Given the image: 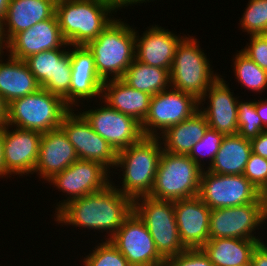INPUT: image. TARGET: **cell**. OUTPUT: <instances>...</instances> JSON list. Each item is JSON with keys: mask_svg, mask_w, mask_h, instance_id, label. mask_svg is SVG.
I'll return each mask as SVG.
<instances>
[{"mask_svg": "<svg viewBox=\"0 0 267 266\" xmlns=\"http://www.w3.org/2000/svg\"><path fill=\"white\" fill-rule=\"evenodd\" d=\"M238 52V53H237ZM233 55V67L235 80L242 87L253 93L262 94L267 89V71L258 66L252 59L241 50ZM244 85V86H243Z\"/></svg>", "mask_w": 267, "mask_h": 266, "instance_id": "4dcf8cb0", "label": "cell"}, {"mask_svg": "<svg viewBox=\"0 0 267 266\" xmlns=\"http://www.w3.org/2000/svg\"><path fill=\"white\" fill-rule=\"evenodd\" d=\"M224 135L220 132L207 128L202 139H200L192 148L188 156L202 169L206 170L212 164L217 151L221 145ZM208 159H206V157ZM206 162H204V160ZM206 163L207 166H206ZM205 167V168H204Z\"/></svg>", "mask_w": 267, "mask_h": 266, "instance_id": "d6a6232c", "label": "cell"}, {"mask_svg": "<svg viewBox=\"0 0 267 266\" xmlns=\"http://www.w3.org/2000/svg\"><path fill=\"white\" fill-rule=\"evenodd\" d=\"M130 87L153 96L167 90L170 85V71L153 67L134 60L121 78Z\"/></svg>", "mask_w": 267, "mask_h": 266, "instance_id": "f546056e", "label": "cell"}, {"mask_svg": "<svg viewBox=\"0 0 267 266\" xmlns=\"http://www.w3.org/2000/svg\"><path fill=\"white\" fill-rule=\"evenodd\" d=\"M56 15L29 29L15 34L5 45L4 50L11 57L25 60L29 56L45 50L62 48L66 44Z\"/></svg>", "mask_w": 267, "mask_h": 266, "instance_id": "ffe728a7", "label": "cell"}, {"mask_svg": "<svg viewBox=\"0 0 267 266\" xmlns=\"http://www.w3.org/2000/svg\"><path fill=\"white\" fill-rule=\"evenodd\" d=\"M252 266H267V243L261 242L251 255Z\"/></svg>", "mask_w": 267, "mask_h": 266, "instance_id": "ab89813d", "label": "cell"}, {"mask_svg": "<svg viewBox=\"0 0 267 266\" xmlns=\"http://www.w3.org/2000/svg\"><path fill=\"white\" fill-rule=\"evenodd\" d=\"M165 266H214L202 248L186 249L165 260Z\"/></svg>", "mask_w": 267, "mask_h": 266, "instance_id": "8d00e7d4", "label": "cell"}, {"mask_svg": "<svg viewBox=\"0 0 267 266\" xmlns=\"http://www.w3.org/2000/svg\"><path fill=\"white\" fill-rule=\"evenodd\" d=\"M69 46L66 43L62 48L36 53L24 61L39 82L40 87L62 97L70 107L71 58Z\"/></svg>", "mask_w": 267, "mask_h": 266, "instance_id": "9a60e30c", "label": "cell"}, {"mask_svg": "<svg viewBox=\"0 0 267 266\" xmlns=\"http://www.w3.org/2000/svg\"><path fill=\"white\" fill-rule=\"evenodd\" d=\"M198 40L185 34L178 43L170 69V85L200 100L220 74L214 72Z\"/></svg>", "mask_w": 267, "mask_h": 266, "instance_id": "5b68a950", "label": "cell"}, {"mask_svg": "<svg viewBox=\"0 0 267 266\" xmlns=\"http://www.w3.org/2000/svg\"><path fill=\"white\" fill-rule=\"evenodd\" d=\"M41 134L35 130L8 124L3 127L5 169L11 176L33 175L39 155Z\"/></svg>", "mask_w": 267, "mask_h": 266, "instance_id": "ac0fdd59", "label": "cell"}, {"mask_svg": "<svg viewBox=\"0 0 267 266\" xmlns=\"http://www.w3.org/2000/svg\"><path fill=\"white\" fill-rule=\"evenodd\" d=\"M12 177L5 169L3 127L0 128V178Z\"/></svg>", "mask_w": 267, "mask_h": 266, "instance_id": "b9f144b4", "label": "cell"}, {"mask_svg": "<svg viewBox=\"0 0 267 266\" xmlns=\"http://www.w3.org/2000/svg\"><path fill=\"white\" fill-rule=\"evenodd\" d=\"M10 0H0V23L5 18Z\"/></svg>", "mask_w": 267, "mask_h": 266, "instance_id": "f6af8a7d", "label": "cell"}, {"mask_svg": "<svg viewBox=\"0 0 267 266\" xmlns=\"http://www.w3.org/2000/svg\"><path fill=\"white\" fill-rule=\"evenodd\" d=\"M135 27V59L153 66L170 71L175 50L184 37L161 26L151 25L141 33Z\"/></svg>", "mask_w": 267, "mask_h": 266, "instance_id": "44dd1931", "label": "cell"}, {"mask_svg": "<svg viewBox=\"0 0 267 266\" xmlns=\"http://www.w3.org/2000/svg\"><path fill=\"white\" fill-rule=\"evenodd\" d=\"M7 106H8V104L4 101L2 95L0 94V128L4 127L6 125Z\"/></svg>", "mask_w": 267, "mask_h": 266, "instance_id": "ee69618b", "label": "cell"}, {"mask_svg": "<svg viewBox=\"0 0 267 266\" xmlns=\"http://www.w3.org/2000/svg\"><path fill=\"white\" fill-rule=\"evenodd\" d=\"M113 173L96 161L78 159L62 172L55 174L46 183L66 195L56 203L54 215L70 201L104 190ZM66 193V194H65Z\"/></svg>", "mask_w": 267, "mask_h": 266, "instance_id": "8fae6325", "label": "cell"}, {"mask_svg": "<svg viewBox=\"0 0 267 266\" xmlns=\"http://www.w3.org/2000/svg\"><path fill=\"white\" fill-rule=\"evenodd\" d=\"M133 211L147 226L157 251L165 260L187 249L178 232L173 201L142 196L133 200Z\"/></svg>", "mask_w": 267, "mask_h": 266, "instance_id": "ba28073f", "label": "cell"}, {"mask_svg": "<svg viewBox=\"0 0 267 266\" xmlns=\"http://www.w3.org/2000/svg\"><path fill=\"white\" fill-rule=\"evenodd\" d=\"M70 110L62 97L40 88L8 104L6 124L44 133L60 127Z\"/></svg>", "mask_w": 267, "mask_h": 266, "instance_id": "8992f818", "label": "cell"}, {"mask_svg": "<svg viewBox=\"0 0 267 266\" xmlns=\"http://www.w3.org/2000/svg\"><path fill=\"white\" fill-rule=\"evenodd\" d=\"M238 266H252V264H251V262H250V263H246V264L238 265Z\"/></svg>", "mask_w": 267, "mask_h": 266, "instance_id": "c3c4849f", "label": "cell"}, {"mask_svg": "<svg viewBox=\"0 0 267 266\" xmlns=\"http://www.w3.org/2000/svg\"><path fill=\"white\" fill-rule=\"evenodd\" d=\"M4 50V43L1 37V30H0V52Z\"/></svg>", "mask_w": 267, "mask_h": 266, "instance_id": "bcb514c9", "label": "cell"}, {"mask_svg": "<svg viewBox=\"0 0 267 266\" xmlns=\"http://www.w3.org/2000/svg\"><path fill=\"white\" fill-rule=\"evenodd\" d=\"M4 53L0 52V94L9 104L14 99L37 92L41 87L24 60L7 54L6 61Z\"/></svg>", "mask_w": 267, "mask_h": 266, "instance_id": "484cf974", "label": "cell"}, {"mask_svg": "<svg viewBox=\"0 0 267 266\" xmlns=\"http://www.w3.org/2000/svg\"><path fill=\"white\" fill-rule=\"evenodd\" d=\"M93 249L81 259L82 266H131L109 240L101 239Z\"/></svg>", "mask_w": 267, "mask_h": 266, "instance_id": "e575fe53", "label": "cell"}, {"mask_svg": "<svg viewBox=\"0 0 267 266\" xmlns=\"http://www.w3.org/2000/svg\"><path fill=\"white\" fill-rule=\"evenodd\" d=\"M249 37V43H246L241 51L267 71V34L249 35Z\"/></svg>", "mask_w": 267, "mask_h": 266, "instance_id": "74e56055", "label": "cell"}, {"mask_svg": "<svg viewBox=\"0 0 267 266\" xmlns=\"http://www.w3.org/2000/svg\"><path fill=\"white\" fill-rule=\"evenodd\" d=\"M117 12L108 0H57L55 6L62 36L71 46L96 39Z\"/></svg>", "mask_w": 267, "mask_h": 266, "instance_id": "3957f363", "label": "cell"}, {"mask_svg": "<svg viewBox=\"0 0 267 266\" xmlns=\"http://www.w3.org/2000/svg\"><path fill=\"white\" fill-rule=\"evenodd\" d=\"M151 1L153 2V1H155V0H139V5L142 4V3L145 4V3H147V2L149 3V2H151Z\"/></svg>", "mask_w": 267, "mask_h": 266, "instance_id": "7dc6e473", "label": "cell"}, {"mask_svg": "<svg viewBox=\"0 0 267 266\" xmlns=\"http://www.w3.org/2000/svg\"><path fill=\"white\" fill-rule=\"evenodd\" d=\"M251 153L250 140L239 134L224 136L219 150L207 170L222 175L243 174Z\"/></svg>", "mask_w": 267, "mask_h": 266, "instance_id": "83f0119b", "label": "cell"}, {"mask_svg": "<svg viewBox=\"0 0 267 266\" xmlns=\"http://www.w3.org/2000/svg\"><path fill=\"white\" fill-rule=\"evenodd\" d=\"M116 17L96 39L85 45L104 81L122 78L135 60V28L125 19Z\"/></svg>", "mask_w": 267, "mask_h": 266, "instance_id": "277c9868", "label": "cell"}, {"mask_svg": "<svg viewBox=\"0 0 267 266\" xmlns=\"http://www.w3.org/2000/svg\"><path fill=\"white\" fill-rule=\"evenodd\" d=\"M255 107L263 126L267 129V98L263 99L260 96L259 100H255Z\"/></svg>", "mask_w": 267, "mask_h": 266, "instance_id": "60d3db41", "label": "cell"}, {"mask_svg": "<svg viewBox=\"0 0 267 266\" xmlns=\"http://www.w3.org/2000/svg\"><path fill=\"white\" fill-rule=\"evenodd\" d=\"M110 3H112L119 11L123 8H126L128 6H134L139 5V0H108Z\"/></svg>", "mask_w": 267, "mask_h": 266, "instance_id": "7bdbcfd3", "label": "cell"}, {"mask_svg": "<svg viewBox=\"0 0 267 266\" xmlns=\"http://www.w3.org/2000/svg\"><path fill=\"white\" fill-rule=\"evenodd\" d=\"M74 146L61 127L41 134L38 160L33 174L48 181L78 160Z\"/></svg>", "mask_w": 267, "mask_h": 266, "instance_id": "603a6c76", "label": "cell"}, {"mask_svg": "<svg viewBox=\"0 0 267 266\" xmlns=\"http://www.w3.org/2000/svg\"><path fill=\"white\" fill-rule=\"evenodd\" d=\"M205 116L198 110L190 118L169 127L159 137L165 152L188 155L208 128Z\"/></svg>", "mask_w": 267, "mask_h": 266, "instance_id": "4316f807", "label": "cell"}, {"mask_svg": "<svg viewBox=\"0 0 267 266\" xmlns=\"http://www.w3.org/2000/svg\"><path fill=\"white\" fill-rule=\"evenodd\" d=\"M109 241L131 266H165L147 226L134 211Z\"/></svg>", "mask_w": 267, "mask_h": 266, "instance_id": "5bb4252c", "label": "cell"}, {"mask_svg": "<svg viewBox=\"0 0 267 266\" xmlns=\"http://www.w3.org/2000/svg\"><path fill=\"white\" fill-rule=\"evenodd\" d=\"M202 171L188 155L163 150L149 196L168 201L198 196Z\"/></svg>", "mask_w": 267, "mask_h": 266, "instance_id": "52a82bcc", "label": "cell"}, {"mask_svg": "<svg viewBox=\"0 0 267 266\" xmlns=\"http://www.w3.org/2000/svg\"><path fill=\"white\" fill-rule=\"evenodd\" d=\"M69 53L71 58L70 108L74 109L76 106V109L83 107L85 100L90 102L94 99L96 101L97 97L98 100L101 99L104 80L98 75L94 57L85 45H70Z\"/></svg>", "mask_w": 267, "mask_h": 266, "instance_id": "d6986e66", "label": "cell"}, {"mask_svg": "<svg viewBox=\"0 0 267 266\" xmlns=\"http://www.w3.org/2000/svg\"><path fill=\"white\" fill-rule=\"evenodd\" d=\"M260 240L239 238L209 239L202 247L214 266H238L251 262Z\"/></svg>", "mask_w": 267, "mask_h": 266, "instance_id": "f1b7e54d", "label": "cell"}, {"mask_svg": "<svg viewBox=\"0 0 267 266\" xmlns=\"http://www.w3.org/2000/svg\"><path fill=\"white\" fill-rule=\"evenodd\" d=\"M239 20L247 35L267 34V0H249Z\"/></svg>", "mask_w": 267, "mask_h": 266, "instance_id": "1f68e13d", "label": "cell"}, {"mask_svg": "<svg viewBox=\"0 0 267 266\" xmlns=\"http://www.w3.org/2000/svg\"><path fill=\"white\" fill-rule=\"evenodd\" d=\"M227 82L220 75L199 100V111L205 116L209 128L224 136L238 134L237 118L240 96L234 95V90L229 88ZM205 103H207L206 107H204Z\"/></svg>", "mask_w": 267, "mask_h": 266, "instance_id": "e0dca14e", "label": "cell"}, {"mask_svg": "<svg viewBox=\"0 0 267 266\" xmlns=\"http://www.w3.org/2000/svg\"><path fill=\"white\" fill-rule=\"evenodd\" d=\"M74 108L63 118L60 127L74 146L79 159L96 161L110 169L115 168L117 152L98 135L86 118ZM111 167V168H110Z\"/></svg>", "mask_w": 267, "mask_h": 266, "instance_id": "2e32d148", "label": "cell"}, {"mask_svg": "<svg viewBox=\"0 0 267 266\" xmlns=\"http://www.w3.org/2000/svg\"><path fill=\"white\" fill-rule=\"evenodd\" d=\"M132 211L133 200L111 183L104 190L70 201L53 217L60 226L106 232L103 240H109Z\"/></svg>", "mask_w": 267, "mask_h": 266, "instance_id": "6da1fadb", "label": "cell"}, {"mask_svg": "<svg viewBox=\"0 0 267 266\" xmlns=\"http://www.w3.org/2000/svg\"><path fill=\"white\" fill-rule=\"evenodd\" d=\"M101 100L142 124L149 112L151 95L130 87L121 78L109 79L103 82Z\"/></svg>", "mask_w": 267, "mask_h": 266, "instance_id": "d4e9b609", "label": "cell"}, {"mask_svg": "<svg viewBox=\"0 0 267 266\" xmlns=\"http://www.w3.org/2000/svg\"><path fill=\"white\" fill-rule=\"evenodd\" d=\"M255 99L238 100V134L248 140L256 138L261 132L267 130L257 114Z\"/></svg>", "mask_w": 267, "mask_h": 266, "instance_id": "836d02e7", "label": "cell"}, {"mask_svg": "<svg viewBox=\"0 0 267 266\" xmlns=\"http://www.w3.org/2000/svg\"><path fill=\"white\" fill-rule=\"evenodd\" d=\"M198 197L212 210L260 203L263 195L243 174L222 175L202 171Z\"/></svg>", "mask_w": 267, "mask_h": 266, "instance_id": "30bf717a", "label": "cell"}, {"mask_svg": "<svg viewBox=\"0 0 267 266\" xmlns=\"http://www.w3.org/2000/svg\"><path fill=\"white\" fill-rule=\"evenodd\" d=\"M266 221L267 196L260 203L212 209L209 239L239 238L264 242L262 236L260 238L256 236V230L265 226Z\"/></svg>", "mask_w": 267, "mask_h": 266, "instance_id": "9c48e42d", "label": "cell"}, {"mask_svg": "<svg viewBox=\"0 0 267 266\" xmlns=\"http://www.w3.org/2000/svg\"><path fill=\"white\" fill-rule=\"evenodd\" d=\"M199 110L193 95L170 87L151 96L149 112L141 124L145 137H160L169 127L190 118Z\"/></svg>", "mask_w": 267, "mask_h": 266, "instance_id": "7c38bea8", "label": "cell"}, {"mask_svg": "<svg viewBox=\"0 0 267 266\" xmlns=\"http://www.w3.org/2000/svg\"><path fill=\"white\" fill-rule=\"evenodd\" d=\"M98 107H90L80 110V113L90 123L92 129L105 139L116 151H120L128 146L140 141L144 135L141 129V123L131 116L125 115L117 110L103 104L101 99ZM83 112H82V111Z\"/></svg>", "mask_w": 267, "mask_h": 266, "instance_id": "4fadbf2b", "label": "cell"}, {"mask_svg": "<svg viewBox=\"0 0 267 266\" xmlns=\"http://www.w3.org/2000/svg\"><path fill=\"white\" fill-rule=\"evenodd\" d=\"M57 0H10L0 23L4 45L17 33L55 15Z\"/></svg>", "mask_w": 267, "mask_h": 266, "instance_id": "cb8c5ba5", "label": "cell"}, {"mask_svg": "<svg viewBox=\"0 0 267 266\" xmlns=\"http://www.w3.org/2000/svg\"><path fill=\"white\" fill-rule=\"evenodd\" d=\"M252 152L267 159V130L250 140Z\"/></svg>", "mask_w": 267, "mask_h": 266, "instance_id": "f35d334b", "label": "cell"}, {"mask_svg": "<svg viewBox=\"0 0 267 266\" xmlns=\"http://www.w3.org/2000/svg\"><path fill=\"white\" fill-rule=\"evenodd\" d=\"M243 175L267 196V159L252 152Z\"/></svg>", "mask_w": 267, "mask_h": 266, "instance_id": "d590c367", "label": "cell"}, {"mask_svg": "<svg viewBox=\"0 0 267 266\" xmlns=\"http://www.w3.org/2000/svg\"><path fill=\"white\" fill-rule=\"evenodd\" d=\"M162 152L163 146L159 137L145 136L137 143L118 151L116 165L111 173L121 172L118 176L122 179V182L120 181L122 185L116 186L113 179L111 183L132 200L149 196L154 186Z\"/></svg>", "mask_w": 267, "mask_h": 266, "instance_id": "7a4b0ae2", "label": "cell"}, {"mask_svg": "<svg viewBox=\"0 0 267 266\" xmlns=\"http://www.w3.org/2000/svg\"><path fill=\"white\" fill-rule=\"evenodd\" d=\"M181 241L187 249L202 248L209 240L211 209L198 197L173 201Z\"/></svg>", "mask_w": 267, "mask_h": 266, "instance_id": "7402d4cb", "label": "cell"}]
</instances>
